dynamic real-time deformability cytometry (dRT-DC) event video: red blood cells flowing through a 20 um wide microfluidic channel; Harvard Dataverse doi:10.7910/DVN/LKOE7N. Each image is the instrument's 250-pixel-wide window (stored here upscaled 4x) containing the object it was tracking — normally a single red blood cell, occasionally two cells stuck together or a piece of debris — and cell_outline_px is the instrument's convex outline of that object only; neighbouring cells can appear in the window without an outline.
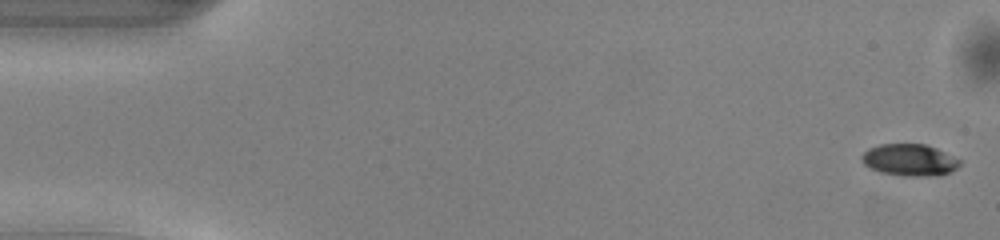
{"species": "common noctule bat (a hibernating species)", "species_latin": "Nyctalus noctula", "temperature_condition": "warm", "stored_images_in_passage": 50, "camera_frame_rate_fps": 3000, "um_per_image_px": 0.085, "animal": {"sex": "male", "body_mass_g": 13.0, "forearm_length_mm": 53.1}, "frame": {"image": 1, "passage_image": 1, "time_ms": 0.0, "image_size_px": [1000, 240], "cell_outline_px": [[960, 164], [956, 168], [948, 172], [936, 176], [904, 176], [880, 172], [864, 164], [860, 160], [860, 156], [868, 148], [880, 144], [924, 144], [936, 148], [960, 160]], "centroid_in_image_um": [77.27, 13.59], "position_along_channel_um": 7.7, "area_um2": 18.09}}
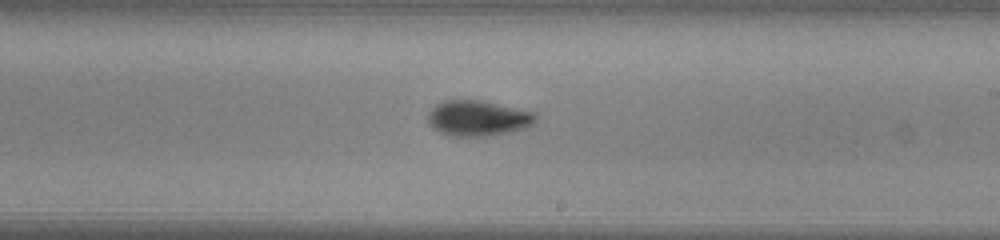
{"frame": {"image": 2, "passage_image": 29, "time_ms": 9.333, "image_size_px": [1000, 240], "cell_outline_px": [[536, 120], [528, 128], [488, 136], [456, 136], [440, 132], [428, 120], [428, 116], [432, 108], [436, 104], [444, 100], [484, 100], [536, 112]], "centroid_in_image_um": [40.69, 10.03], "position_along_channel_um": 248.3, "area_um2": 22.25}}
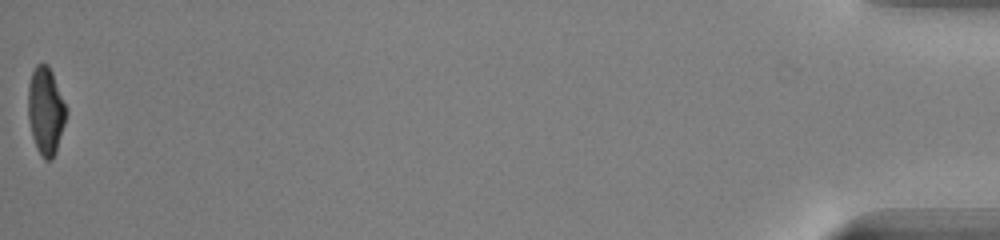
{"frame": {"image": 3, "passage_image": 50, "time_ms": 16.333, "image_size_px": [1000, 240], "cell_outline_px": [[68, 112], [56, 152], [52, 160], [44, 160], [36, 148], [32, 136], [28, 120], [28, 84], [32, 72], [36, 64], [48, 64], [52, 72], [68, 108]], "centroid_in_image_um": [3.89, 9.43], "position_along_channel_um": 431.3, "area_um2": 19.77}, "authors_computed_cell_mechanics": {"area_um2": 20.6057, "velocity_mm_per_s": 4.1173, "shape_relaxation_time_tau1_ms": 2.4107, "shape_relaxation_time_tau2_ms": 2.2815, "deformation_change_tau1": 0.1491, "deformation_change_tau2": 0.0691}}